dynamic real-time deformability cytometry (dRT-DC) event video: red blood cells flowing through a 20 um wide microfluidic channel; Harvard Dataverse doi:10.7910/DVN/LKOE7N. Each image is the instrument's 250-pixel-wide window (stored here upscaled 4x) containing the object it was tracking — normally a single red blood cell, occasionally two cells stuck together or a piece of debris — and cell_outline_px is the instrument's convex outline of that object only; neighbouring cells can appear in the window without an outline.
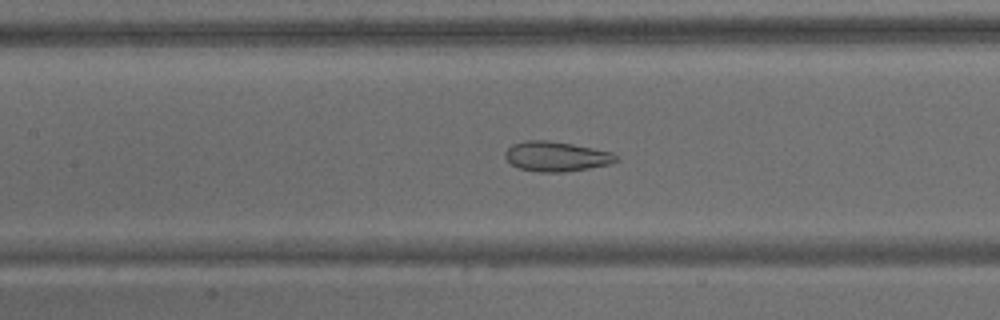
{"species": "common noctule bat (a hibernating species)", "species_latin": "Nyctalus noctula", "temperature_condition": "warm", "stored_images_in_passage": 65, "camera_frame_rate_fps": 3000, "um_per_image_px": 0.085, "animal": {"sex": "male", "body_mass_g": 15.6}, "frame": {"image": 1, "passage_image": 29, "time_ms": 9.333, "image_size_px": [1000, 320], "cell_outline_px": [[620, 160], [608, 164], [588, 168], [564, 172], [540, 172], [520, 168], [512, 164], [504, 156], [504, 152], [512, 144], [524, 140], [548, 140], [572, 144], [612, 152]], "centroid_in_image_um": [47.26, 13.29], "position_along_channel_um": 160.1, "area_um2": 19.19}}
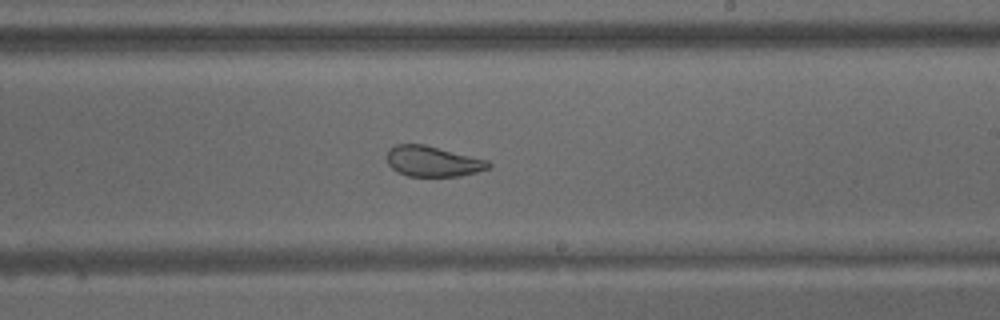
{"frame": {"image": 2, "passage_image": 38, "time_ms": 12.333, "image_size_px": [1000, 320], "cell_outline_px": [[492, 168], [460, 176], [408, 176], [392, 168], [388, 164], [388, 148], [396, 144], [424, 144], [488, 160], [492, 164]], "centroid_in_image_um": [36.82, 13.71], "position_along_channel_um": 252.2, "area_um2": 18.03}}
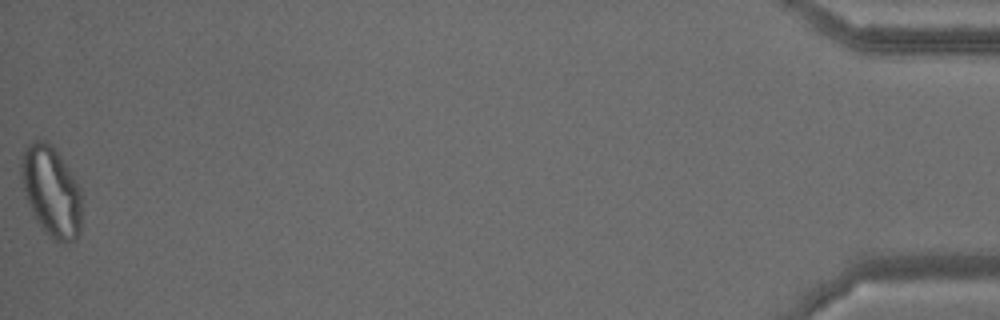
{"frame": {"image": 3, "passage_image": 65, "time_ms": 21.333, "image_size_px": [1000, 320], "cell_outline_px": [[80, 232], [72, 240], [52, 240], [40, 228], [28, 204], [24, 192], [20, 176], [20, 156], [24, 148], [32, 140], [44, 140], [52, 144], [60, 156], [80, 188]], "centroid_in_image_um": [4.3, 16.22], "position_along_channel_um": 430.9, "area_um2": 31.79}, "authors_computed_cell_mechanics": {"area_um2": 26.1834, "velocity_mm_per_s": 3.0848, "shape_relaxation_time_tau1_ms": null, "shape_relaxation_time_tau2_ms": 1.7557, "deformation_change_tau1": null, "deformation_change_tau2": 0.0742}}